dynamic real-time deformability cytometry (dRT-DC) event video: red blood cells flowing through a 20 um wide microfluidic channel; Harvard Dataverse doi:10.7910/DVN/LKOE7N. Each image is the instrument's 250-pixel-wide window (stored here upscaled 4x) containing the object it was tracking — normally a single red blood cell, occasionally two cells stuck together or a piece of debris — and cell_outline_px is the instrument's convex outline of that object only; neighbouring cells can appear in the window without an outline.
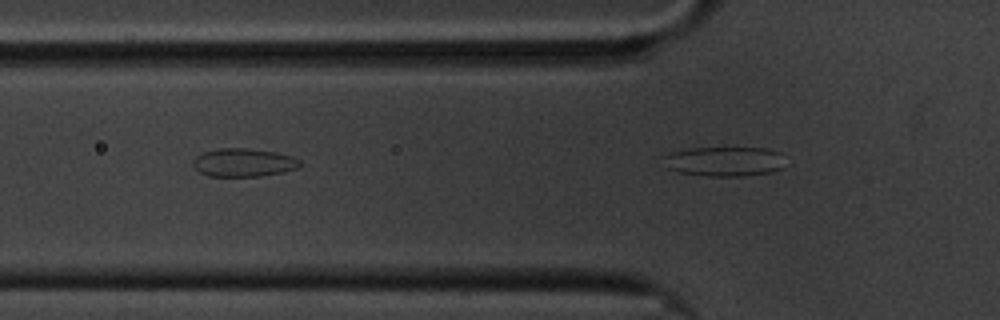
{"species": "common noctule bat (a hibernating species)", "species_latin": "Nyctalus noctula", "temperature_condition": "cold", "stored_images_in_passage": 7, "segment_of_instrument_passage": [2, 2], "camera_frame_rate_fps": 3000, "um_per_image_px": 0.085, "animal": {"sex": "male", "body_mass_g": 20.1, "forearm_length_mm": 53.5}, "frame": {"image": 1, "passage_image": 7, "time_ms": 2.0, "image_size_px": [1000, 320], "cell_outline_px": [[784, 168], [772, 172], [740, 176], [708, 176], [680, 172], [668, 168], [660, 156], [672, 152], [688, 148], [764, 148], [780, 152]], "centroid_in_image_um": [61.55, 13.71], "position_along_channel_um": 64.2, "area_um2": 21.04}}